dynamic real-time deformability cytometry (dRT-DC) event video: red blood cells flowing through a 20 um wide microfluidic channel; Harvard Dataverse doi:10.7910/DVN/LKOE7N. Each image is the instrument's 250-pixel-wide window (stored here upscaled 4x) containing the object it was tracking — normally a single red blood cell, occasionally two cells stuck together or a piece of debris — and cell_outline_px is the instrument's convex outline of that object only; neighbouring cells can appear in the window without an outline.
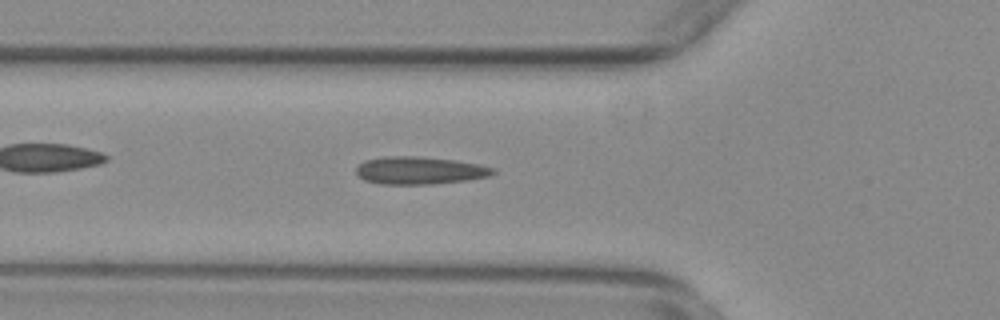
{"species": "common noctule bat (a hibernating species)", "species_latin": "Nyctalus noctula", "temperature_condition": "warm", "stored_images_in_passage": 54, "camera_frame_rate_fps": 3000, "um_per_image_px": 0.085, "animal": {"sex": "female", "body_mass_g": 29.2, "forearm_length_mm": 56.3}, "frame": {"image": 1, "passage_image": 18, "time_ms": 5.667, "image_size_px": [1000, 320], "cell_outline_px": [[496, 172], [488, 176], [464, 180], [432, 184], [380, 184], [364, 180], [356, 176], [356, 168], [364, 160], [384, 156], [416, 156], [452, 160], [480, 164], [496, 168]], "centroid_in_image_um": [35.63, 14.49], "position_along_channel_um": 90.2, "area_um2": 22.02}}
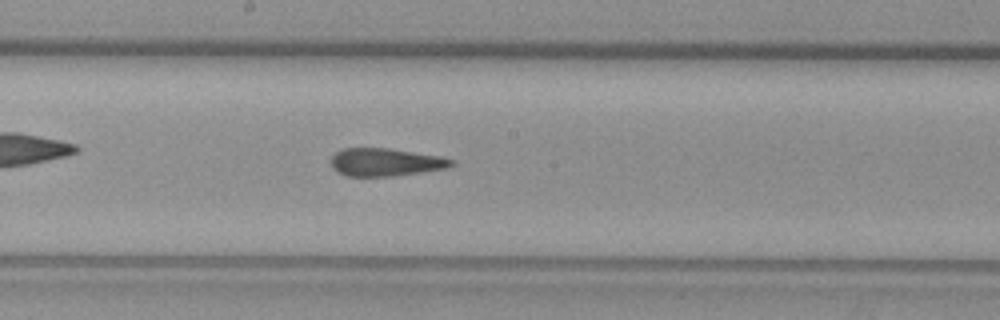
{"frame": {"image": 2, "passage_image": 28, "time_ms": 9.0, "image_size_px": [1000, 320], "cell_outline_px": [[456, 164], [448, 168], [392, 176], [348, 176], [336, 172], [332, 168], [332, 156], [340, 148], [388, 148], [440, 156], [452, 160]], "centroid_in_image_um": [32.75, 13.78], "position_along_channel_um": 215.5, "area_um2": 19.54}}
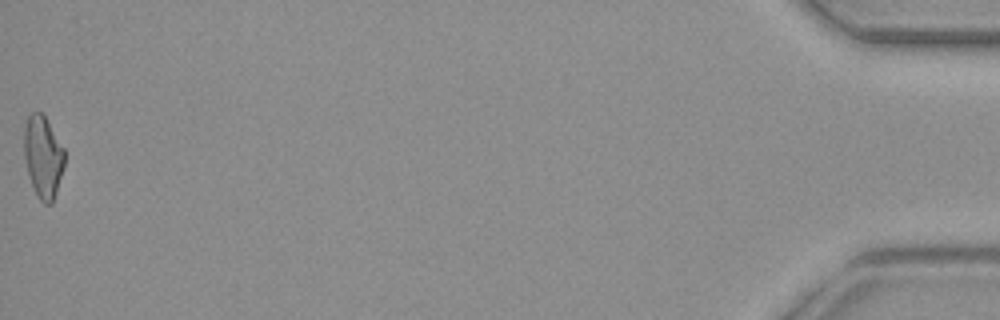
{"frame": {"image": 3, "passage_image": 54, "time_ms": 17.667, "image_size_px": [1000, 320], "cell_outline_px": [[64, 164], [56, 192], [52, 204], [44, 204], [36, 196], [28, 172], [24, 156], [24, 128], [28, 116], [32, 112], [40, 112], [44, 116], [64, 148]], "centroid_in_image_um": [3.65, 13.34], "position_along_channel_um": 431.6, "area_um2": 19.07}, "authors_computed_cell_mechanics": {"area_um2": 20.1722, "velocity_mm_per_s": 3.7514, "shape_relaxation_time_tau1_ms": null, "shape_relaxation_time_tau2_ms": 1.9462, "deformation_change_tau1": null, "deformation_change_tau2": 0.1199}}